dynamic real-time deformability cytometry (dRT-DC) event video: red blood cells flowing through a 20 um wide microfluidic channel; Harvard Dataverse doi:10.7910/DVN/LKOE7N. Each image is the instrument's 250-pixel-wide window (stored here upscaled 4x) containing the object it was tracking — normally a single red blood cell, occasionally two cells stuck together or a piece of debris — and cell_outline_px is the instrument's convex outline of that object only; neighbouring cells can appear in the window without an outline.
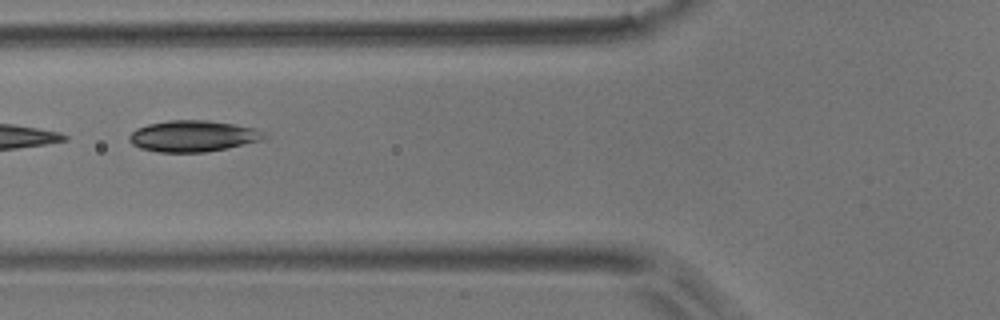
{"species": "common noctule bat (a hibernating species)", "species_latin": "Nyctalus noctula", "temperature_condition": "room temperature", "stored_images_in_passage": 7, "camera_frame_rate_fps": 3000, "um_per_image_px": 0.085, "animal": {"sex": "male", "body_mass_g": 17.9}, "frame": {"image": 1, "passage_image": 5, "time_ms": 6.333, "image_size_px": [1000, 320], "cell_outline_px": [[268, 136], [260, 140], [208, 152], [156, 152], [140, 148], [132, 144], [128, 140], [128, 136], [136, 128], [148, 124], [168, 120], [208, 120], [232, 124], [252, 128], [264, 132]], "centroid_in_image_um": [16.34, 11.57], "position_along_channel_um": 109.5, "area_um2": 24.45}}
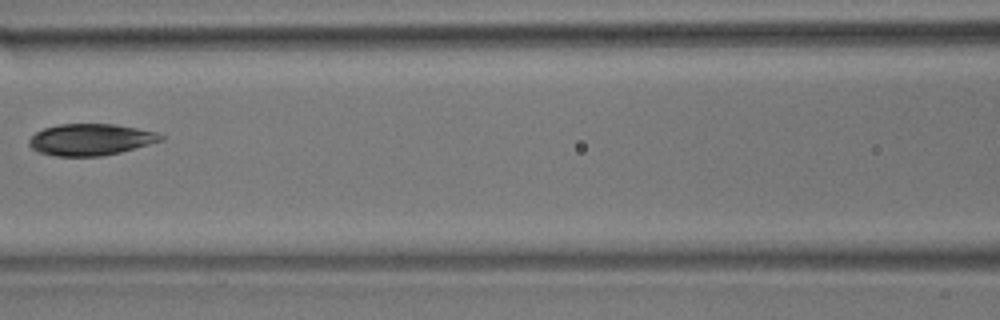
{"frame": {"image": 2, "passage_image": 6, "time_ms": 7.667, "image_size_px": [1000, 320], "cell_outline_px": [[164, 140], [120, 152], [100, 156], [56, 156], [36, 152], [28, 144], [28, 140], [36, 132], [44, 128], [60, 124], [116, 124], [156, 132], [164, 136]], "centroid_in_image_um": [7.68, 11.86], "position_along_channel_um": 158.9, "area_um2": 24.22}}
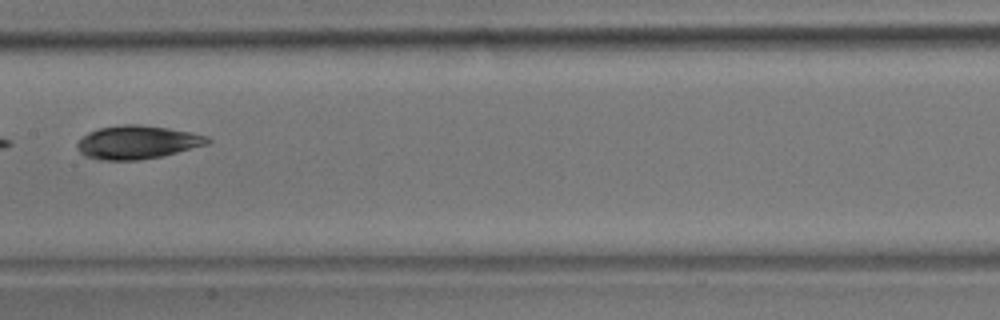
{"frame": {"image": 3, "passage_image": 7, "time_ms": 8.667, "image_size_px": [1000, 320], "cell_outline_px": [[212, 140], [208, 144], [160, 156], [140, 160], [100, 160], [84, 156], [76, 148], [76, 144], [88, 132], [100, 128], [124, 124], [140, 124], [168, 128], [208, 136]], "centroid_in_image_um": [11.64, 12.09], "position_along_channel_um": 195.8, "area_um2": 25.2}}